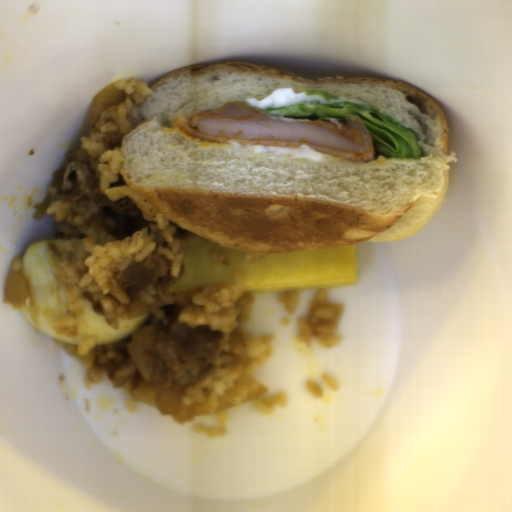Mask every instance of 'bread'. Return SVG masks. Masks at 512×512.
<instances>
[{
	"label": "bread",
	"instance_id": "bread-1",
	"mask_svg": "<svg viewBox=\"0 0 512 512\" xmlns=\"http://www.w3.org/2000/svg\"><path fill=\"white\" fill-rule=\"evenodd\" d=\"M286 87L382 112L418 133L424 157L357 161L306 145L202 141L177 126L181 116ZM149 89L128 112L120 176L170 222L239 251L286 254L418 234L439 211L457 161L440 104L383 76L309 78L243 61L181 67Z\"/></svg>",
	"mask_w": 512,
	"mask_h": 512
}]
</instances>
